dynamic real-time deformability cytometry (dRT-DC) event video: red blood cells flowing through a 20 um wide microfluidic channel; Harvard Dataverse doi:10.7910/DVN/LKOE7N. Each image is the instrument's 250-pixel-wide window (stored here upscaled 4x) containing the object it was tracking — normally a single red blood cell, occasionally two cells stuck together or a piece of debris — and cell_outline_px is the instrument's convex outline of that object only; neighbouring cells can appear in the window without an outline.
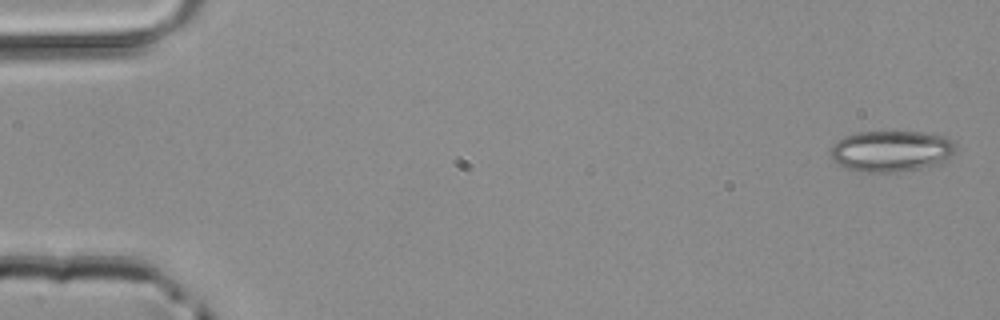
{"species": "common noctule bat (a hibernating species)", "species_latin": "Nyctalus noctula", "temperature_condition": "room temperature", "stored_images_in_passage": 49, "camera_frame_rate_fps": 3000, "um_per_image_px": 0.085, "animal": {"sex": "male", "body_mass_g": 20.4}, "frame": {"image": 1, "passage_image": 2, "time_ms": 0.333, "image_size_px": [1000, 320], "cell_outline_px": [[956, 148], [948, 160], [940, 164], [920, 168], [896, 172], [860, 172], [848, 168], [832, 160], [828, 156], [832, 144], [836, 140], [844, 136], [856, 132], [920, 132], [944, 136], [952, 140], [956, 144]], "centroid_in_image_um": [75.73, 12.84], "position_along_channel_um": 9.3, "area_um2": 30.35}}
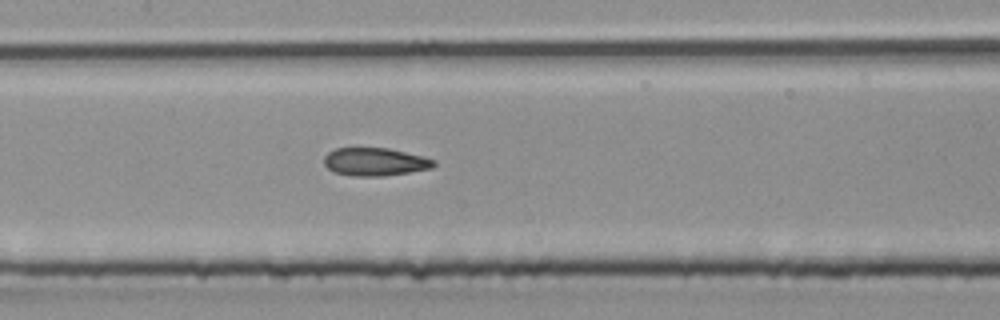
{"frame": {"image": 2, "passage_image": 24, "time_ms": 7.667, "image_size_px": [1000, 320], "cell_outline_px": [[436, 164], [432, 168], [384, 176], [352, 176], [332, 172], [324, 164], [324, 156], [328, 152], [336, 148], [388, 148], [424, 156], [436, 160]], "centroid_in_image_um": [31.87, 13.75], "position_along_channel_um": 175.5, "area_um2": 18.03}}
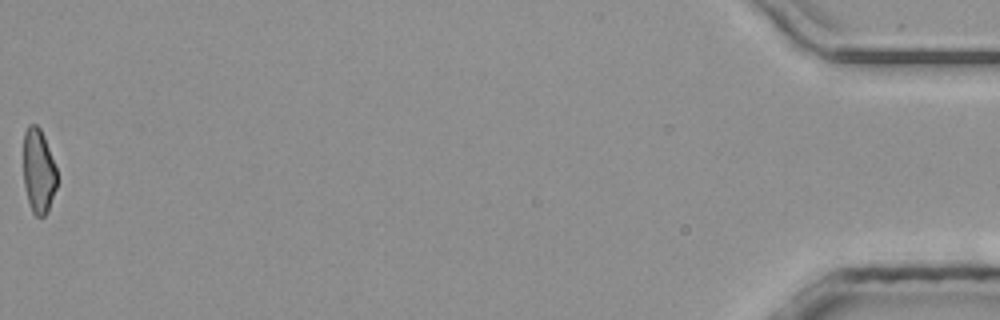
{"frame": {"image": 3, "passage_image": 49, "time_ms": 16.0, "image_size_px": [1000, 320], "cell_outline_px": [[56, 188], [48, 212], [44, 216], [36, 216], [32, 212], [28, 200], [24, 184], [24, 132], [28, 124], [36, 124], [40, 128], [44, 136], [56, 168]], "centroid_in_image_um": [3.27, 14.54], "position_along_channel_um": 431.9, "area_um2": 16.42}}